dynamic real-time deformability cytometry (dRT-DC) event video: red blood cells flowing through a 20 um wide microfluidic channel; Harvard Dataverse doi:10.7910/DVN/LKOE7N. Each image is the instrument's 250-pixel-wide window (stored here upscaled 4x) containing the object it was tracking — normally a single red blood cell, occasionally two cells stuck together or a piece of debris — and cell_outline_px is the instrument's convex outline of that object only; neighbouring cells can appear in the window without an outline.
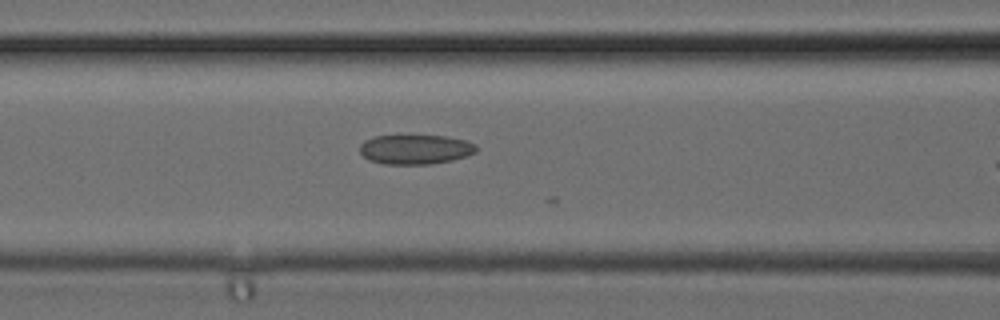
{"species": "common noctule bat (a hibernating species)", "species_latin": "Nyctalus noctula", "temperature_condition": "cold", "stored_images_in_passage": 5, "camera_frame_rate_fps": 3000, "um_per_image_px": 0.085, "animal": {"sex": "female", "body_mass_g": 24.6, "forearm_length_mm": 56.2}, "frame": {"image": 1, "passage_image": 4, "time_ms": 1.0, "image_size_px": [1000, 320], "cell_outline_px": [[476, 152], [468, 156], [452, 160], [432, 164], [384, 164], [368, 160], [360, 152], [360, 144], [364, 140], [376, 136], [444, 136], [464, 140], [476, 144]], "centroid_in_image_um": [35.3, 12.71], "position_along_channel_um": 131.3, "area_um2": 20.06}}